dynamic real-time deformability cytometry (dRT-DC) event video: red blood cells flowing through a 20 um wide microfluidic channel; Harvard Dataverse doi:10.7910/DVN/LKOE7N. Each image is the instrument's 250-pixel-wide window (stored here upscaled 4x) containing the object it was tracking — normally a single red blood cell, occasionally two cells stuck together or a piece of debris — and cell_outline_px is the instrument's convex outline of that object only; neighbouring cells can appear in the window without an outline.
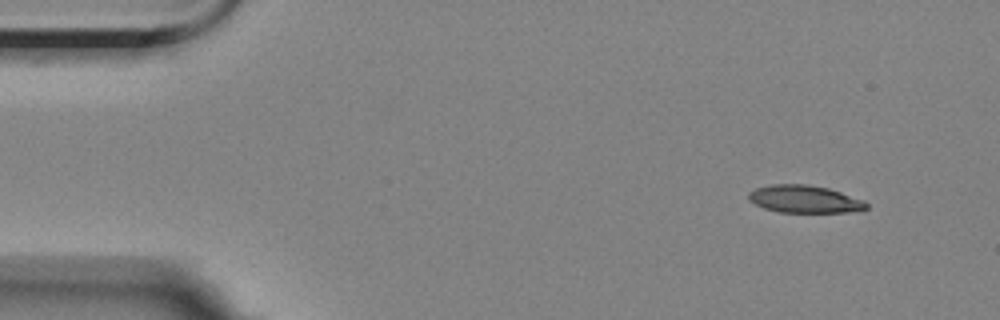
{"species": "Egyptian fruit bat (a non-hibernating species)", "species_latin": "Rousettus aegyptiacus", "temperature_condition": "room temperature", "stored_images_in_passage": 4, "camera_frame_rate_fps": 3000, "um_per_image_px": 0.085, "animal": {"sex": "female"}, "frame": {"image": 1, "passage_image": 1, "time_ms": 0.0, "image_size_px": [1000, 320], "cell_outline_px": [[868, 208], [848, 212], [776, 212], [764, 208], [748, 200], [748, 192], [756, 188], [772, 184], [808, 184], [828, 188], [864, 200], [868, 204]], "centroid_in_image_um": [68.36, 16.92], "position_along_channel_um": 16.6, "area_um2": 18.9}}
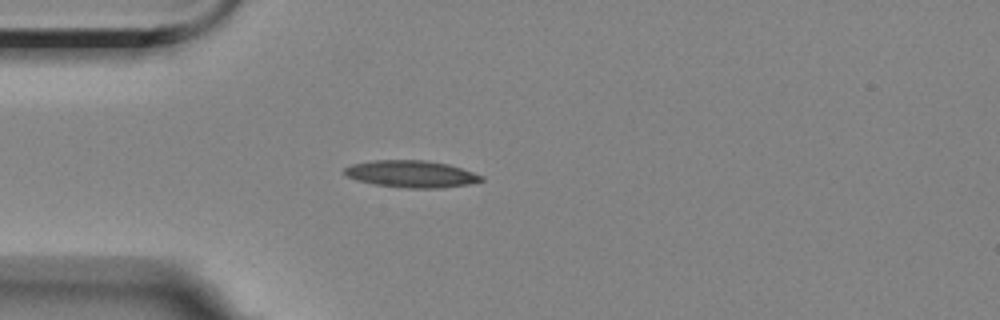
{"frame": {"image": 2, "passage_image": 4, "time_ms": 3.333, "image_size_px": [1000, 320], "cell_outline_px": [[484, 180], [468, 184], [444, 188], [408, 188], [376, 184], [360, 180], [348, 176], [344, 172], [344, 168], [352, 164], [372, 160], [424, 160], [448, 164], [484, 176]], "centroid_in_image_um": [34.99, 14.78], "position_along_channel_um": 50.0, "area_um2": 21.27}}